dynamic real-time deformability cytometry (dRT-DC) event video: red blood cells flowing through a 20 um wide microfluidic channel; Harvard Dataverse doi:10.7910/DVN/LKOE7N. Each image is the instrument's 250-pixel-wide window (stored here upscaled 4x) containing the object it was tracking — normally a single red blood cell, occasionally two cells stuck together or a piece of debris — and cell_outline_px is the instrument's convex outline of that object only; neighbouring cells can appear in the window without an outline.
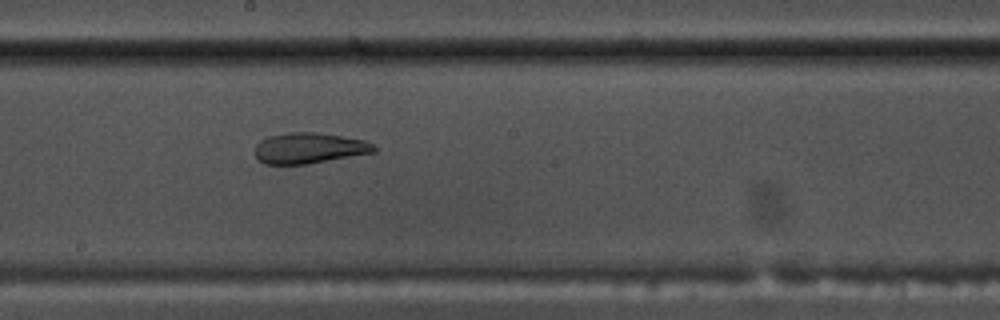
{"species": "common noctule bat (a hibernating species)", "species_latin": "Nyctalus noctula", "temperature_condition": "warm", "stored_images_in_passage": 38, "camera_frame_rate_fps": 3000, "um_per_image_px": 0.085, "animal": {"sex": "male", "body_mass_g": 17.5, "forearm_length_mm": 52.3}, "frame": {"image": 1, "passage_image": 13, "time_ms": 4.0, "image_size_px": [1000, 320], "cell_outline_px": [[376, 152], [308, 164], [264, 164], [256, 160], [256, 144], [260, 140], [268, 136], [288, 132], [316, 132], [364, 140], [372, 144], [376, 148]], "centroid_in_image_um": [26.25, 12.59], "position_along_channel_um": 222.0, "area_um2": 21.39}}
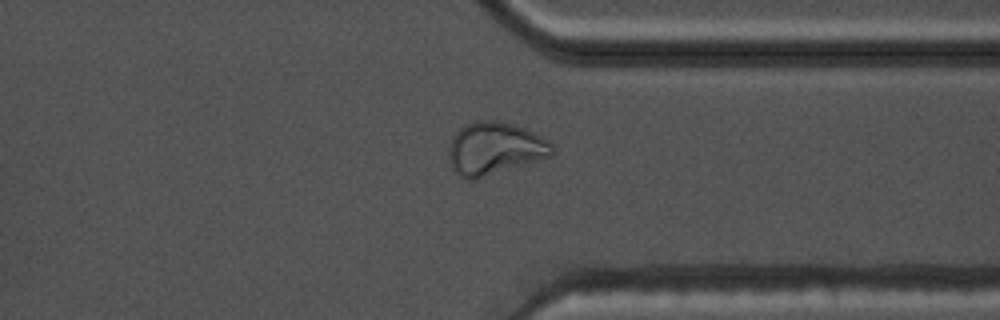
{"frame": {"image": 2, "passage_image": 25, "time_ms": 8.0, "image_size_px": [1000, 320], "cell_outline_px": [[552, 152], [548, 156], [476, 180], [468, 180], [460, 176], [452, 168], [448, 156], [448, 152], [452, 136], [464, 124], [476, 120], [492, 120], [512, 124], [524, 128], [548, 140], [552, 144]], "centroid_in_image_um": [41.98, 12.62], "position_along_channel_um": 369.4, "area_um2": 31.39}}
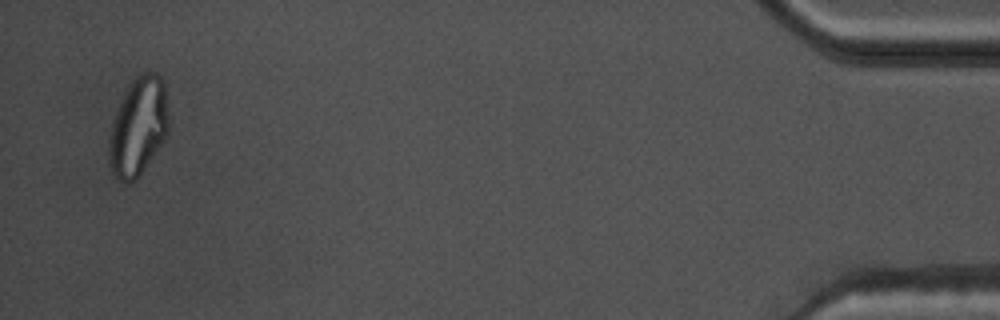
{"frame": {"image": 3, "passage_image": 36, "time_ms": 11.667, "image_size_px": [1000, 320], "cell_outline_px": [[168, 132], [164, 140], [140, 176], [136, 180], [128, 184], [124, 184], [112, 176], [108, 164], [108, 136], [112, 120], [120, 100], [128, 84], [136, 76], [144, 72], [156, 72], [164, 80], [168, 116]], "centroid_in_image_um": [11.71, 10.8], "position_along_channel_um": 423.5, "area_um2": 35.08}}